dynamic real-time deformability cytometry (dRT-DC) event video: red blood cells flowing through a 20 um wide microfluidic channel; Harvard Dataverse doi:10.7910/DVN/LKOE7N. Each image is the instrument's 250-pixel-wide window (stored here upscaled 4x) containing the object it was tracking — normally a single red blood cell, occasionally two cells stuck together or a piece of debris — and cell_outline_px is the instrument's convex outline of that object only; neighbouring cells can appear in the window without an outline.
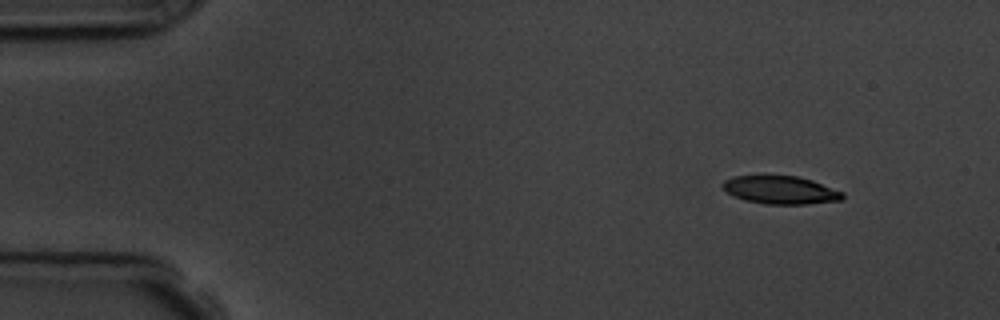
{"species": "common noctule bat (a hibernating species)", "species_latin": "Nyctalus noctula", "temperature_condition": "room temperature", "stored_images_in_passage": 4, "camera_frame_rate_fps": 3000, "um_per_image_px": 0.085, "animal": {"sex": "male", "body_mass_g": 19.5, "forearm_length_mm": 54.6}, "frame": {"image": 1, "passage_image": 1, "time_ms": 0.0, "image_size_px": [1000, 320], "cell_outline_px": [[844, 196], [840, 200], [808, 204], [764, 204], [744, 200], [732, 196], [720, 184], [724, 180], [732, 176], [796, 176], [812, 180], [844, 192]], "centroid_in_image_um": [66.32, 16.15], "position_along_channel_um": 18.7, "area_um2": 19.59}}
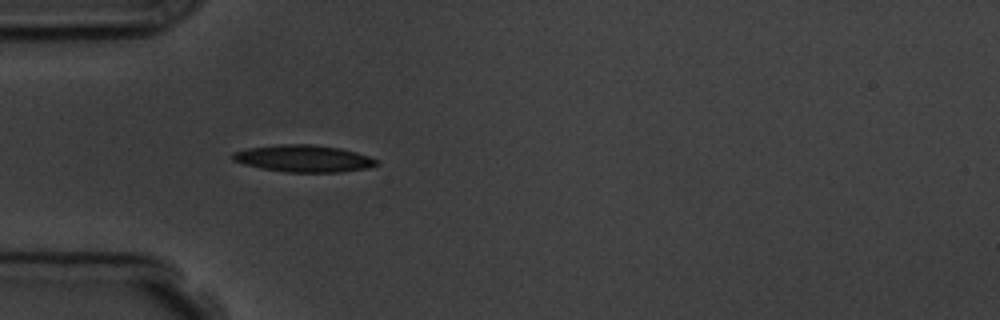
{"frame": {"image": 2, "passage_image": 4, "time_ms": 3.667, "image_size_px": [1000, 320], "cell_outline_px": [[380, 164], [368, 168], [340, 172], [284, 172], [260, 168], [244, 164], [232, 160], [232, 152], [248, 148], [276, 144], [312, 144], [340, 148], [356, 152], [368, 156], [376, 160]], "centroid_in_image_um": [25.79, 13.47], "position_along_channel_um": 59.2, "area_um2": 22.72}}